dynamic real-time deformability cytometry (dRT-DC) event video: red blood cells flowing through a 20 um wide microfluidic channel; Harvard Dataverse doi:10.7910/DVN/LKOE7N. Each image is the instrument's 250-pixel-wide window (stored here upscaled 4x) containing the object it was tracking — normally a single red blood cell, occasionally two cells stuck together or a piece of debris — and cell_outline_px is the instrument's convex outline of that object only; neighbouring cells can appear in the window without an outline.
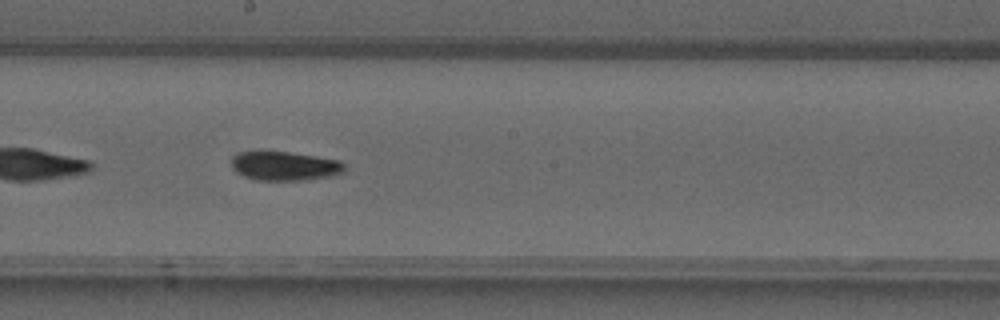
{"species": "common noctule bat (a hibernating species)", "species_latin": "Nyctalus noctula", "temperature_condition": "warm", "stored_images_in_passage": 35, "camera_frame_rate_fps": 3000, "um_per_image_px": 0.085, "animal": {"sex": "male", "forearm_length_mm": 52.5}, "frame": {"image": 1, "passage_image": 20, "time_ms": 6.333, "image_size_px": [1000, 320], "cell_outline_px": [[344, 172], [332, 176], [308, 180], [256, 180], [244, 176], [236, 172], [232, 168], [232, 156], [236, 152], [288, 152], [316, 156], [340, 160], [344, 164]], "centroid_in_image_um": [24.2, 14.12], "position_along_channel_um": 224.0, "area_um2": 19.19}, "authors_computed_cell_mechanics": {"area_um2": 19.4208, "velocity_mm_per_s": 4.2064, "shape_relaxation_time_tau1_ms": 8.2428, "shape_relaxation_time_tau2_ms": 4.5315, "deformation_change_tau1": 0.2498, "deformation_change_tau2": 0.0838}}